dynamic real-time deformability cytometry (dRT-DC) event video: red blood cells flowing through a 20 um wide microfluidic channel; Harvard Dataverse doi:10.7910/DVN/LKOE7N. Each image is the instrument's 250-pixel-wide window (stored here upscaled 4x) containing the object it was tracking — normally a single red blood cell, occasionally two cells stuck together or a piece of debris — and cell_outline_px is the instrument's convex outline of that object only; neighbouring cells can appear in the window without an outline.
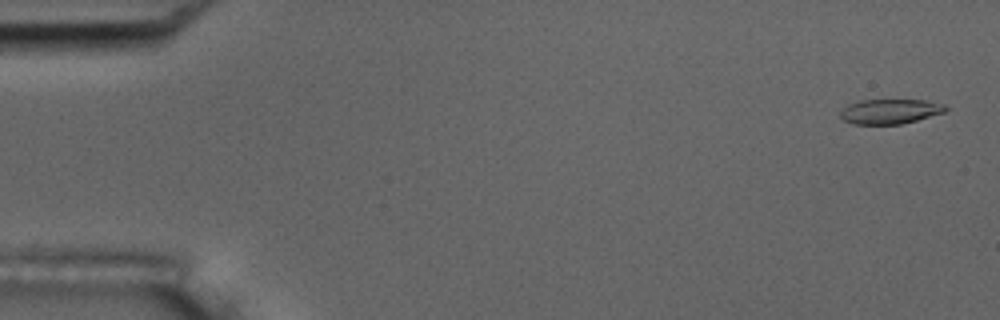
{"species": "common noctule bat (a hibernating species)", "species_latin": "Nyctalus noctula", "temperature_condition": "room temperature", "stored_images_in_passage": 54, "camera_frame_rate_fps": 3000, "um_per_image_px": 0.085, "animal": {"sex": "male", "body_mass_g": 17.5, "forearm_length_mm": 52.3}, "frame": {"image": 1, "passage_image": 2, "time_ms": 0.333, "image_size_px": [1000, 320], "cell_outline_px": [[948, 108], [944, 112], [916, 120], [900, 124], [852, 124], [844, 120], [840, 116], [840, 112], [848, 104], [860, 100], [924, 100], [944, 104]], "centroid_in_image_um": [75.63, 9.47], "position_along_channel_um": 9.4, "area_um2": 15.09}}
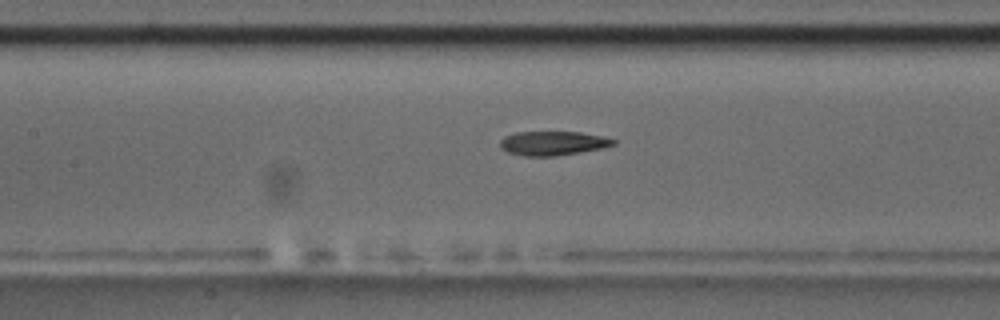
{"frame": {"image": 2, "passage_image": 25, "time_ms": 8.0, "image_size_px": [1000, 320], "cell_outline_px": [[616, 144], [600, 148], [580, 152], [556, 156], [524, 156], [508, 152], [500, 148], [500, 140], [504, 136], [516, 132], [580, 132], [604, 136], [616, 140]], "centroid_in_image_um": [46.98, 12.17], "position_along_channel_um": 160.4, "area_um2": 15.95}}
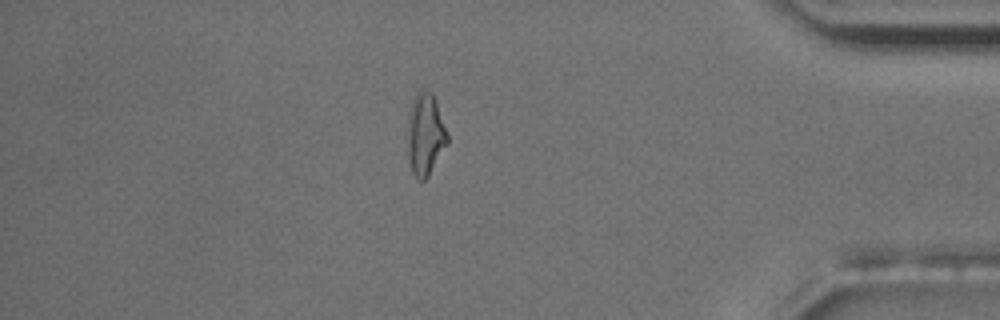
{"frame": {"image": 3, "passage_image": 47, "time_ms": 15.333, "image_size_px": [1000, 320], "cell_outline_px": [[448, 144], [428, 176], [424, 180], [420, 180], [412, 172], [408, 156], [408, 112], [412, 96], [416, 92], [432, 92], [448, 136]], "centroid_in_image_um": [36.13, 11.42], "position_along_channel_um": 399.1, "area_um2": 18.84}, "authors_computed_cell_mechanics": {"area_um2": 16.6753, "velocity_mm_per_s": 3.7321, "shape_relaxation_time_tau1_ms": 4.797, "shape_relaxation_time_tau2_ms": 2.6833, "deformation_change_tau1": 0.1992, "deformation_change_tau2": 0.1254}}